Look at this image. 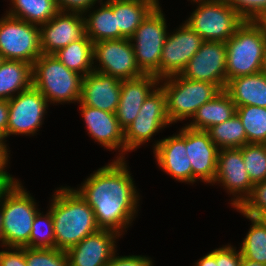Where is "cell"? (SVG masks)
Returning a JSON list of instances; mask_svg holds the SVG:
<instances>
[{
  "label": "cell",
  "instance_id": "obj_33",
  "mask_svg": "<svg viewBox=\"0 0 266 266\" xmlns=\"http://www.w3.org/2000/svg\"><path fill=\"white\" fill-rule=\"evenodd\" d=\"M240 149L252 184L266 180V144L248 143Z\"/></svg>",
  "mask_w": 266,
  "mask_h": 266
},
{
  "label": "cell",
  "instance_id": "obj_13",
  "mask_svg": "<svg viewBox=\"0 0 266 266\" xmlns=\"http://www.w3.org/2000/svg\"><path fill=\"white\" fill-rule=\"evenodd\" d=\"M179 75L186 79L216 84L221 90H225L226 43L204 41Z\"/></svg>",
  "mask_w": 266,
  "mask_h": 266
},
{
  "label": "cell",
  "instance_id": "obj_27",
  "mask_svg": "<svg viewBox=\"0 0 266 266\" xmlns=\"http://www.w3.org/2000/svg\"><path fill=\"white\" fill-rule=\"evenodd\" d=\"M97 10L86 11L84 16L86 35L93 43L102 40L125 38L116 28V12L107 2H101ZM92 12V13H91ZM88 14V16H86ZM86 16V17H85Z\"/></svg>",
  "mask_w": 266,
  "mask_h": 266
},
{
  "label": "cell",
  "instance_id": "obj_26",
  "mask_svg": "<svg viewBox=\"0 0 266 266\" xmlns=\"http://www.w3.org/2000/svg\"><path fill=\"white\" fill-rule=\"evenodd\" d=\"M31 86V64L20 60L6 59L2 62L0 65V99L10 100Z\"/></svg>",
  "mask_w": 266,
  "mask_h": 266
},
{
  "label": "cell",
  "instance_id": "obj_24",
  "mask_svg": "<svg viewBox=\"0 0 266 266\" xmlns=\"http://www.w3.org/2000/svg\"><path fill=\"white\" fill-rule=\"evenodd\" d=\"M116 12V28L130 38L159 0H116L107 2Z\"/></svg>",
  "mask_w": 266,
  "mask_h": 266
},
{
  "label": "cell",
  "instance_id": "obj_37",
  "mask_svg": "<svg viewBox=\"0 0 266 266\" xmlns=\"http://www.w3.org/2000/svg\"><path fill=\"white\" fill-rule=\"evenodd\" d=\"M245 20L255 21L266 11V0H226Z\"/></svg>",
  "mask_w": 266,
  "mask_h": 266
},
{
  "label": "cell",
  "instance_id": "obj_49",
  "mask_svg": "<svg viewBox=\"0 0 266 266\" xmlns=\"http://www.w3.org/2000/svg\"><path fill=\"white\" fill-rule=\"evenodd\" d=\"M258 218H259V219L261 220V222L266 226V213L260 215Z\"/></svg>",
  "mask_w": 266,
  "mask_h": 266
},
{
  "label": "cell",
  "instance_id": "obj_36",
  "mask_svg": "<svg viewBox=\"0 0 266 266\" xmlns=\"http://www.w3.org/2000/svg\"><path fill=\"white\" fill-rule=\"evenodd\" d=\"M239 209L246 215L258 218L266 213V180L253 186L251 195Z\"/></svg>",
  "mask_w": 266,
  "mask_h": 266
},
{
  "label": "cell",
  "instance_id": "obj_17",
  "mask_svg": "<svg viewBox=\"0 0 266 266\" xmlns=\"http://www.w3.org/2000/svg\"><path fill=\"white\" fill-rule=\"evenodd\" d=\"M186 154L192 167V184L202 180L212 184L217 174L218 147L209 134L202 130H193L185 125Z\"/></svg>",
  "mask_w": 266,
  "mask_h": 266
},
{
  "label": "cell",
  "instance_id": "obj_4",
  "mask_svg": "<svg viewBox=\"0 0 266 266\" xmlns=\"http://www.w3.org/2000/svg\"><path fill=\"white\" fill-rule=\"evenodd\" d=\"M82 78L77 72L68 69L54 54H41L32 65V86L50 104L78 103Z\"/></svg>",
  "mask_w": 266,
  "mask_h": 266
},
{
  "label": "cell",
  "instance_id": "obj_29",
  "mask_svg": "<svg viewBox=\"0 0 266 266\" xmlns=\"http://www.w3.org/2000/svg\"><path fill=\"white\" fill-rule=\"evenodd\" d=\"M11 8L5 14L41 26L58 12L56 0H11Z\"/></svg>",
  "mask_w": 266,
  "mask_h": 266
},
{
  "label": "cell",
  "instance_id": "obj_2",
  "mask_svg": "<svg viewBox=\"0 0 266 266\" xmlns=\"http://www.w3.org/2000/svg\"><path fill=\"white\" fill-rule=\"evenodd\" d=\"M49 206L58 250L67 251L100 230L93 209L74 188H58Z\"/></svg>",
  "mask_w": 266,
  "mask_h": 266
},
{
  "label": "cell",
  "instance_id": "obj_9",
  "mask_svg": "<svg viewBox=\"0 0 266 266\" xmlns=\"http://www.w3.org/2000/svg\"><path fill=\"white\" fill-rule=\"evenodd\" d=\"M0 52L6 60L33 65L42 54L39 26L3 15L0 19Z\"/></svg>",
  "mask_w": 266,
  "mask_h": 266
},
{
  "label": "cell",
  "instance_id": "obj_12",
  "mask_svg": "<svg viewBox=\"0 0 266 266\" xmlns=\"http://www.w3.org/2000/svg\"><path fill=\"white\" fill-rule=\"evenodd\" d=\"M48 104L46 98L34 86L11 98L7 137L20 134L35 135L45 119Z\"/></svg>",
  "mask_w": 266,
  "mask_h": 266
},
{
  "label": "cell",
  "instance_id": "obj_1",
  "mask_svg": "<svg viewBox=\"0 0 266 266\" xmlns=\"http://www.w3.org/2000/svg\"><path fill=\"white\" fill-rule=\"evenodd\" d=\"M126 162L125 159H114L93 172L76 189L93 209L98 227L119 235L131 226L140 200Z\"/></svg>",
  "mask_w": 266,
  "mask_h": 266
},
{
  "label": "cell",
  "instance_id": "obj_14",
  "mask_svg": "<svg viewBox=\"0 0 266 266\" xmlns=\"http://www.w3.org/2000/svg\"><path fill=\"white\" fill-rule=\"evenodd\" d=\"M203 38L186 23L166 36L161 52L159 79L180 74L202 46Z\"/></svg>",
  "mask_w": 266,
  "mask_h": 266
},
{
  "label": "cell",
  "instance_id": "obj_43",
  "mask_svg": "<svg viewBox=\"0 0 266 266\" xmlns=\"http://www.w3.org/2000/svg\"><path fill=\"white\" fill-rule=\"evenodd\" d=\"M194 266H218L216 264V249L200 258Z\"/></svg>",
  "mask_w": 266,
  "mask_h": 266
},
{
  "label": "cell",
  "instance_id": "obj_15",
  "mask_svg": "<svg viewBox=\"0 0 266 266\" xmlns=\"http://www.w3.org/2000/svg\"><path fill=\"white\" fill-rule=\"evenodd\" d=\"M215 183L221 184L228 194H232L233 208H239L251 195L254 185L245 169L240 148L218 151L217 174L213 184Z\"/></svg>",
  "mask_w": 266,
  "mask_h": 266
},
{
  "label": "cell",
  "instance_id": "obj_5",
  "mask_svg": "<svg viewBox=\"0 0 266 266\" xmlns=\"http://www.w3.org/2000/svg\"><path fill=\"white\" fill-rule=\"evenodd\" d=\"M225 43L227 82L261 72L266 35L256 21L245 20Z\"/></svg>",
  "mask_w": 266,
  "mask_h": 266
},
{
  "label": "cell",
  "instance_id": "obj_48",
  "mask_svg": "<svg viewBox=\"0 0 266 266\" xmlns=\"http://www.w3.org/2000/svg\"><path fill=\"white\" fill-rule=\"evenodd\" d=\"M2 222H3V212H2L1 197H0V241H1V227H2Z\"/></svg>",
  "mask_w": 266,
  "mask_h": 266
},
{
  "label": "cell",
  "instance_id": "obj_32",
  "mask_svg": "<svg viewBox=\"0 0 266 266\" xmlns=\"http://www.w3.org/2000/svg\"><path fill=\"white\" fill-rule=\"evenodd\" d=\"M248 143L266 144V108L249 105L236 107Z\"/></svg>",
  "mask_w": 266,
  "mask_h": 266
},
{
  "label": "cell",
  "instance_id": "obj_46",
  "mask_svg": "<svg viewBox=\"0 0 266 266\" xmlns=\"http://www.w3.org/2000/svg\"><path fill=\"white\" fill-rule=\"evenodd\" d=\"M5 139H6L5 135L0 131V151H9L5 142L7 140Z\"/></svg>",
  "mask_w": 266,
  "mask_h": 266
},
{
  "label": "cell",
  "instance_id": "obj_34",
  "mask_svg": "<svg viewBox=\"0 0 266 266\" xmlns=\"http://www.w3.org/2000/svg\"><path fill=\"white\" fill-rule=\"evenodd\" d=\"M44 215L38 212L28 242L29 248H55L54 223L50 210Z\"/></svg>",
  "mask_w": 266,
  "mask_h": 266
},
{
  "label": "cell",
  "instance_id": "obj_16",
  "mask_svg": "<svg viewBox=\"0 0 266 266\" xmlns=\"http://www.w3.org/2000/svg\"><path fill=\"white\" fill-rule=\"evenodd\" d=\"M39 29L42 54H54L86 36L84 16L76 12L59 11Z\"/></svg>",
  "mask_w": 266,
  "mask_h": 266
},
{
  "label": "cell",
  "instance_id": "obj_6",
  "mask_svg": "<svg viewBox=\"0 0 266 266\" xmlns=\"http://www.w3.org/2000/svg\"><path fill=\"white\" fill-rule=\"evenodd\" d=\"M159 83L166 94L167 114L171 124L186 118L191 120L199 107L221 91L216 84L186 79L179 74L161 78Z\"/></svg>",
  "mask_w": 266,
  "mask_h": 266
},
{
  "label": "cell",
  "instance_id": "obj_8",
  "mask_svg": "<svg viewBox=\"0 0 266 266\" xmlns=\"http://www.w3.org/2000/svg\"><path fill=\"white\" fill-rule=\"evenodd\" d=\"M165 15L158 4L129 38L138 67L144 74L159 78L161 52L167 32Z\"/></svg>",
  "mask_w": 266,
  "mask_h": 266
},
{
  "label": "cell",
  "instance_id": "obj_51",
  "mask_svg": "<svg viewBox=\"0 0 266 266\" xmlns=\"http://www.w3.org/2000/svg\"><path fill=\"white\" fill-rule=\"evenodd\" d=\"M100 3L103 2V0H98ZM109 1H116V0H106V2H109Z\"/></svg>",
  "mask_w": 266,
  "mask_h": 266
},
{
  "label": "cell",
  "instance_id": "obj_30",
  "mask_svg": "<svg viewBox=\"0 0 266 266\" xmlns=\"http://www.w3.org/2000/svg\"><path fill=\"white\" fill-rule=\"evenodd\" d=\"M218 149L240 148L248 144L245 128L235 113L230 119L206 130Z\"/></svg>",
  "mask_w": 266,
  "mask_h": 266
},
{
  "label": "cell",
  "instance_id": "obj_28",
  "mask_svg": "<svg viewBox=\"0 0 266 266\" xmlns=\"http://www.w3.org/2000/svg\"><path fill=\"white\" fill-rule=\"evenodd\" d=\"M54 55L70 70L81 76L93 72V42L86 35L59 49Z\"/></svg>",
  "mask_w": 266,
  "mask_h": 266
},
{
  "label": "cell",
  "instance_id": "obj_25",
  "mask_svg": "<svg viewBox=\"0 0 266 266\" xmlns=\"http://www.w3.org/2000/svg\"><path fill=\"white\" fill-rule=\"evenodd\" d=\"M235 113V103L225 90H221L213 99L199 107L192 121L185 125L193 130L206 131L211 126L227 121Z\"/></svg>",
  "mask_w": 266,
  "mask_h": 266
},
{
  "label": "cell",
  "instance_id": "obj_41",
  "mask_svg": "<svg viewBox=\"0 0 266 266\" xmlns=\"http://www.w3.org/2000/svg\"><path fill=\"white\" fill-rule=\"evenodd\" d=\"M98 0H56L59 11L84 14L94 8Z\"/></svg>",
  "mask_w": 266,
  "mask_h": 266
},
{
  "label": "cell",
  "instance_id": "obj_20",
  "mask_svg": "<svg viewBox=\"0 0 266 266\" xmlns=\"http://www.w3.org/2000/svg\"><path fill=\"white\" fill-rule=\"evenodd\" d=\"M153 153L160 169L177 181L192 183V167L186 154L185 126L178 134L157 141Z\"/></svg>",
  "mask_w": 266,
  "mask_h": 266
},
{
  "label": "cell",
  "instance_id": "obj_35",
  "mask_svg": "<svg viewBox=\"0 0 266 266\" xmlns=\"http://www.w3.org/2000/svg\"><path fill=\"white\" fill-rule=\"evenodd\" d=\"M27 266H69L66 251L56 248L25 247Z\"/></svg>",
  "mask_w": 266,
  "mask_h": 266
},
{
  "label": "cell",
  "instance_id": "obj_7",
  "mask_svg": "<svg viewBox=\"0 0 266 266\" xmlns=\"http://www.w3.org/2000/svg\"><path fill=\"white\" fill-rule=\"evenodd\" d=\"M197 8L185 23L204 41L226 42L245 19L226 0H192Z\"/></svg>",
  "mask_w": 266,
  "mask_h": 266
},
{
  "label": "cell",
  "instance_id": "obj_45",
  "mask_svg": "<svg viewBox=\"0 0 266 266\" xmlns=\"http://www.w3.org/2000/svg\"><path fill=\"white\" fill-rule=\"evenodd\" d=\"M255 21L262 27L263 32L266 35V11Z\"/></svg>",
  "mask_w": 266,
  "mask_h": 266
},
{
  "label": "cell",
  "instance_id": "obj_21",
  "mask_svg": "<svg viewBox=\"0 0 266 266\" xmlns=\"http://www.w3.org/2000/svg\"><path fill=\"white\" fill-rule=\"evenodd\" d=\"M121 91V79L97 71L82 78L79 102L110 113H116Z\"/></svg>",
  "mask_w": 266,
  "mask_h": 266
},
{
  "label": "cell",
  "instance_id": "obj_38",
  "mask_svg": "<svg viewBox=\"0 0 266 266\" xmlns=\"http://www.w3.org/2000/svg\"><path fill=\"white\" fill-rule=\"evenodd\" d=\"M242 255L236 247L225 245L216 249V264L218 266H240Z\"/></svg>",
  "mask_w": 266,
  "mask_h": 266
},
{
  "label": "cell",
  "instance_id": "obj_23",
  "mask_svg": "<svg viewBox=\"0 0 266 266\" xmlns=\"http://www.w3.org/2000/svg\"><path fill=\"white\" fill-rule=\"evenodd\" d=\"M225 91L236 107L254 105L266 108V76L262 72L229 80Z\"/></svg>",
  "mask_w": 266,
  "mask_h": 266
},
{
  "label": "cell",
  "instance_id": "obj_50",
  "mask_svg": "<svg viewBox=\"0 0 266 266\" xmlns=\"http://www.w3.org/2000/svg\"><path fill=\"white\" fill-rule=\"evenodd\" d=\"M4 60H5V59H4L3 55H2V53L0 52V65L2 64V62H3Z\"/></svg>",
  "mask_w": 266,
  "mask_h": 266
},
{
  "label": "cell",
  "instance_id": "obj_47",
  "mask_svg": "<svg viewBox=\"0 0 266 266\" xmlns=\"http://www.w3.org/2000/svg\"><path fill=\"white\" fill-rule=\"evenodd\" d=\"M261 72L266 76V48L263 56V63H262V69Z\"/></svg>",
  "mask_w": 266,
  "mask_h": 266
},
{
  "label": "cell",
  "instance_id": "obj_22",
  "mask_svg": "<svg viewBox=\"0 0 266 266\" xmlns=\"http://www.w3.org/2000/svg\"><path fill=\"white\" fill-rule=\"evenodd\" d=\"M159 81L153 74L121 80L120 99L115 114L123 130L137 117L144 100L159 86Z\"/></svg>",
  "mask_w": 266,
  "mask_h": 266
},
{
  "label": "cell",
  "instance_id": "obj_10",
  "mask_svg": "<svg viewBox=\"0 0 266 266\" xmlns=\"http://www.w3.org/2000/svg\"><path fill=\"white\" fill-rule=\"evenodd\" d=\"M166 94L158 86L143 102L139 114L124 130L125 153L132 152L151 140L162 128L170 125Z\"/></svg>",
  "mask_w": 266,
  "mask_h": 266
},
{
  "label": "cell",
  "instance_id": "obj_18",
  "mask_svg": "<svg viewBox=\"0 0 266 266\" xmlns=\"http://www.w3.org/2000/svg\"><path fill=\"white\" fill-rule=\"evenodd\" d=\"M78 103L90 137L108 150H119L116 159H125L124 130L116 114Z\"/></svg>",
  "mask_w": 266,
  "mask_h": 266
},
{
  "label": "cell",
  "instance_id": "obj_40",
  "mask_svg": "<svg viewBox=\"0 0 266 266\" xmlns=\"http://www.w3.org/2000/svg\"><path fill=\"white\" fill-rule=\"evenodd\" d=\"M117 251L106 266H153L151 258L142 255L116 256Z\"/></svg>",
  "mask_w": 266,
  "mask_h": 266
},
{
  "label": "cell",
  "instance_id": "obj_44",
  "mask_svg": "<svg viewBox=\"0 0 266 266\" xmlns=\"http://www.w3.org/2000/svg\"><path fill=\"white\" fill-rule=\"evenodd\" d=\"M240 266H266L264 264H261L259 262H255L249 259L241 258V265Z\"/></svg>",
  "mask_w": 266,
  "mask_h": 266
},
{
  "label": "cell",
  "instance_id": "obj_19",
  "mask_svg": "<svg viewBox=\"0 0 266 266\" xmlns=\"http://www.w3.org/2000/svg\"><path fill=\"white\" fill-rule=\"evenodd\" d=\"M120 236L117 232L102 229L87 236L66 251L69 266H106L117 251L115 240Z\"/></svg>",
  "mask_w": 266,
  "mask_h": 266
},
{
  "label": "cell",
  "instance_id": "obj_3",
  "mask_svg": "<svg viewBox=\"0 0 266 266\" xmlns=\"http://www.w3.org/2000/svg\"><path fill=\"white\" fill-rule=\"evenodd\" d=\"M1 207V247H28L33 221L39 212L33 196L15 178L1 195Z\"/></svg>",
  "mask_w": 266,
  "mask_h": 266
},
{
  "label": "cell",
  "instance_id": "obj_42",
  "mask_svg": "<svg viewBox=\"0 0 266 266\" xmlns=\"http://www.w3.org/2000/svg\"><path fill=\"white\" fill-rule=\"evenodd\" d=\"M9 117V100L0 99V131L7 138V126Z\"/></svg>",
  "mask_w": 266,
  "mask_h": 266
},
{
  "label": "cell",
  "instance_id": "obj_39",
  "mask_svg": "<svg viewBox=\"0 0 266 266\" xmlns=\"http://www.w3.org/2000/svg\"><path fill=\"white\" fill-rule=\"evenodd\" d=\"M0 251V266H27L25 259V247H10Z\"/></svg>",
  "mask_w": 266,
  "mask_h": 266
},
{
  "label": "cell",
  "instance_id": "obj_11",
  "mask_svg": "<svg viewBox=\"0 0 266 266\" xmlns=\"http://www.w3.org/2000/svg\"><path fill=\"white\" fill-rule=\"evenodd\" d=\"M93 60L99 66L94 71L117 77L118 79H132L144 73L136 63L132 43L128 38L102 40L93 43Z\"/></svg>",
  "mask_w": 266,
  "mask_h": 266
},
{
  "label": "cell",
  "instance_id": "obj_31",
  "mask_svg": "<svg viewBox=\"0 0 266 266\" xmlns=\"http://www.w3.org/2000/svg\"><path fill=\"white\" fill-rule=\"evenodd\" d=\"M235 209L252 222L240 246V254L245 259L266 265V226L259 218L246 215L239 208Z\"/></svg>",
  "mask_w": 266,
  "mask_h": 266
}]
</instances>
